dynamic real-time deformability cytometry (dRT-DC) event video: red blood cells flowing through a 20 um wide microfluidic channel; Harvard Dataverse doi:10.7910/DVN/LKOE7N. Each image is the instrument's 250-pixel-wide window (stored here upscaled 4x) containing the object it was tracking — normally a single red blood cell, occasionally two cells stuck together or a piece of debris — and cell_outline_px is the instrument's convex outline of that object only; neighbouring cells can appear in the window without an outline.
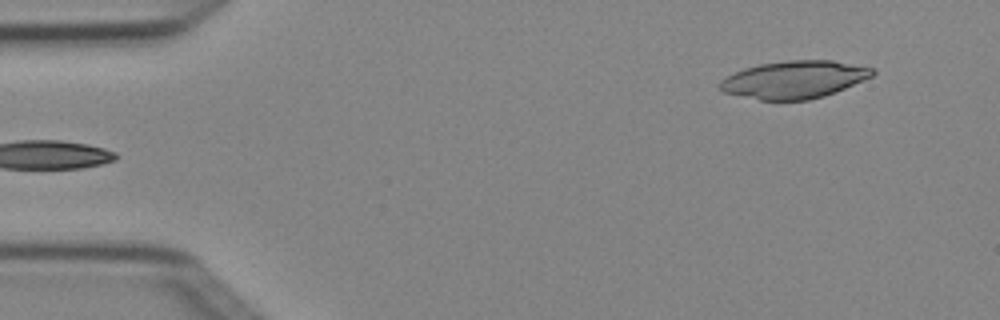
{"species": "Egyptian fruit bat (a non-hibernating species)", "species_latin": "Rousettus aegyptiacus", "temperature_condition": "cold", "stored_images_in_passage": 4, "segment_of_instrument_passage": [2, 2], "camera_frame_rate_fps": 3000, "um_per_image_px": 0.085, "animal": {"sex": "female"}, "frame": {"image": 1, "passage_image": 4, "time_ms": 1.0, "image_size_px": [1000, 320], "cell_outline_px": [[876, 72], [872, 76], [844, 88], [824, 96], [808, 100], [760, 100], [724, 92], [720, 88], [720, 80], [744, 68], [760, 64], [788, 60], [832, 60], [872, 68]], "centroid_in_image_um": [67.5, 6.76], "position_along_channel_um": 17.5, "area_um2": 33.0}}